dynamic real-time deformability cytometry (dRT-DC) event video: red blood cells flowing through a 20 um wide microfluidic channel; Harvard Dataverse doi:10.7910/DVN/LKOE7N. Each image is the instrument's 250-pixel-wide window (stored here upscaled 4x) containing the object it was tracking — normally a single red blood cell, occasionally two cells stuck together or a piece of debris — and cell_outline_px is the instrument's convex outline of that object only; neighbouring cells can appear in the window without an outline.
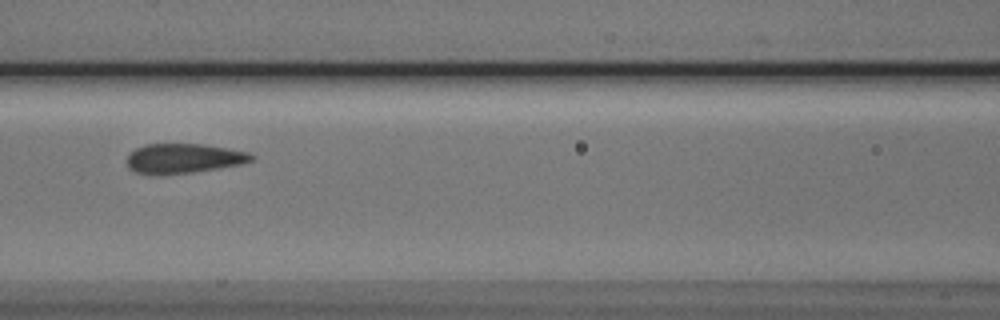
{"species": "Egyptian fruit bat (a non-hibernating species)", "species_latin": "Rousettus aegyptiacus", "temperature_condition": "cold", "stored_images_in_passage": 9, "camera_frame_rate_fps": 3000, "um_per_image_px": 0.085, "animal": {"sex": "male"}, "frame": {"image": 1, "passage_image": 7, "time_ms": 8.0, "image_size_px": [1000, 320], "cell_outline_px": [[256, 156], [252, 160], [240, 164], [192, 172], [160, 176], [136, 172], [128, 168], [128, 156], [136, 148], [144, 144], [204, 144], [228, 148], [248, 152]], "centroid_in_image_um": [15.59, 13.47], "position_along_channel_um": 151.0, "area_um2": 21.56}}
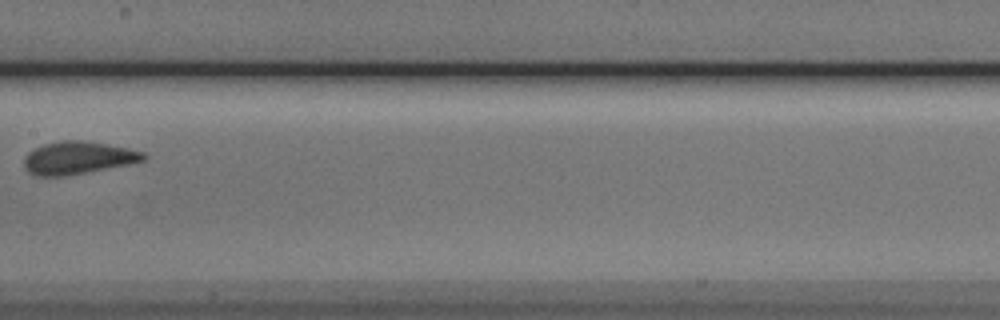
{"frame": {"image": 2, "passage_image": 8, "time_ms": 9.333, "image_size_px": [1000, 320], "cell_outline_px": [[148, 156], [144, 160], [128, 164], [64, 176], [36, 176], [28, 172], [24, 168], [24, 156], [28, 152], [44, 144], [60, 140], [80, 140], [128, 148], [144, 152]], "centroid_in_image_um": [6.59, 13.41], "position_along_channel_um": 200.8, "area_um2": 22.54}}
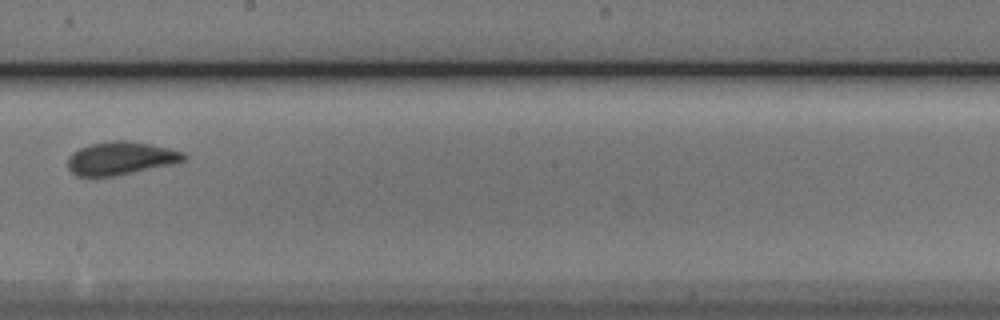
{"frame": {"image": 3, "passage_image": 9, "time_ms": 10.333, "image_size_px": [1000, 320], "cell_outline_px": [[188, 156], [184, 160], [172, 164], [112, 176], [76, 176], [68, 168], [68, 156], [72, 152], [88, 144], [116, 140], [124, 140], [148, 144], [168, 148], [184, 152]], "centroid_in_image_um": [10.23, 13.45], "position_along_channel_um": 238.0, "area_um2": 22.14}}